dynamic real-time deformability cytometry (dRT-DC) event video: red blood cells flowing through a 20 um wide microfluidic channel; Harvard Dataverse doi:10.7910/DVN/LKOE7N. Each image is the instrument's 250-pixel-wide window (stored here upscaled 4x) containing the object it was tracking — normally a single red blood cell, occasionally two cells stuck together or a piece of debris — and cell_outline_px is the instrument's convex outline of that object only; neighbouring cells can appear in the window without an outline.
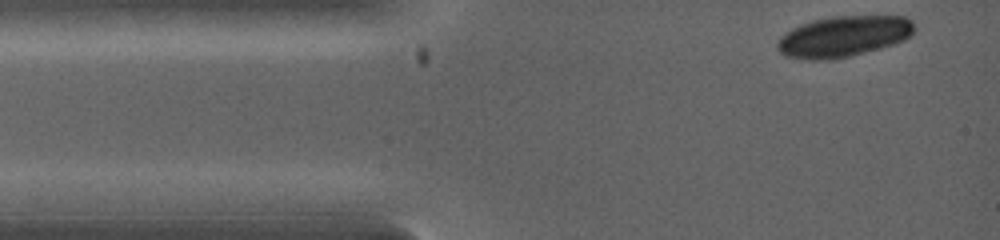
{"species": "common noctule bat (a hibernating species)", "species_latin": "Nyctalus noctula", "temperature_condition": "warm", "stored_images_in_passage": 2, "camera_frame_rate_fps": 5000, "um_per_image_px": 0.085, "animal": {"sex": "female", "body_mass_g": 19.0, "forearm_length_mm": 53.3}, "frame": {"image": 1, "passage_image": 1, "time_ms": 0.0, "image_size_px": [1000, 240], "cell_outline_px": [[916, 28], [912, 36], [904, 40], [880, 48], [852, 56], [832, 60], [808, 60], [784, 56], [776, 48], [776, 44], [788, 32], [804, 24], [816, 20], [840, 16], [904, 16], [912, 20]], "centroid_in_image_um": [71.77, 3.12], "position_along_channel_um": 13.2, "area_um2": 32.43}}